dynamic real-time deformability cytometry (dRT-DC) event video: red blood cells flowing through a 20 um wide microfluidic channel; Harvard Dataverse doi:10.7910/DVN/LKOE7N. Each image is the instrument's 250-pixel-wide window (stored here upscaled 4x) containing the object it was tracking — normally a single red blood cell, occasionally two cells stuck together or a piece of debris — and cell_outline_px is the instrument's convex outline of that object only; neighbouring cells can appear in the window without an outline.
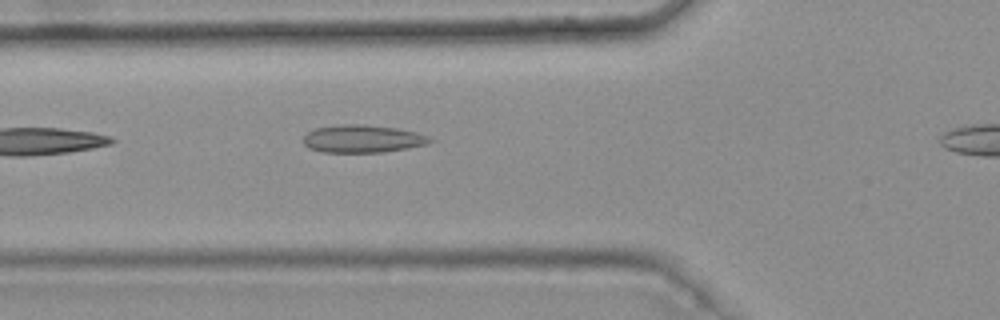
{"species": "common noctule bat (a hibernating species)", "species_latin": "Nyctalus noctula", "temperature_condition": "warm", "stored_images_in_passage": 6, "camera_frame_rate_fps": 3000, "um_per_image_px": 0.085, "animal": {"sex": "female", "body_mass_g": 25.1}, "frame": {"image": 1, "passage_image": 5, "time_ms": 1.333, "image_size_px": [1000, 320], "cell_outline_px": [[436, 140], [428, 144], [384, 152], [324, 152], [308, 148], [304, 144], [304, 136], [308, 132], [316, 128], [340, 124], [364, 124], [396, 128], [416, 132], [428, 136]], "centroid_in_image_um": [30.84, 11.79], "position_along_channel_um": 95.0, "area_um2": 20.46}}